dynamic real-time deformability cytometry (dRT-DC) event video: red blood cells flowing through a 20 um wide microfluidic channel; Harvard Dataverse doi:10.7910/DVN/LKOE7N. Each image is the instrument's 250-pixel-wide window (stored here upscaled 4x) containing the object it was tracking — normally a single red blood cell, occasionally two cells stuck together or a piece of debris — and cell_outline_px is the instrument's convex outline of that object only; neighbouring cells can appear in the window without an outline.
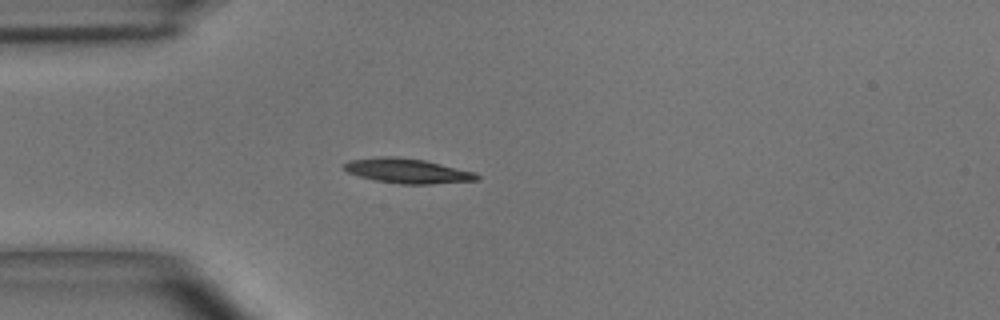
{"species": "common noctule bat (a hibernating species)", "species_latin": "Nyctalus noctula", "temperature_condition": "room temperature", "stored_images_in_passage": 2, "camera_frame_rate_fps": 3000, "um_per_image_px": 0.085, "animal": {"sex": "male", "body_mass_g": 15.6}, "frame": {"image": 1, "passage_image": 2, "time_ms": 0.333, "image_size_px": [1000, 320], "cell_outline_px": [[480, 180], [432, 184], [400, 184], [376, 180], [360, 176], [348, 172], [344, 168], [344, 164], [352, 160], [380, 156], [396, 156], [424, 160], [476, 172], [480, 176]], "centroid_in_image_um": [34.7, 14.53], "position_along_channel_um": 50.3, "area_um2": 19.07}}